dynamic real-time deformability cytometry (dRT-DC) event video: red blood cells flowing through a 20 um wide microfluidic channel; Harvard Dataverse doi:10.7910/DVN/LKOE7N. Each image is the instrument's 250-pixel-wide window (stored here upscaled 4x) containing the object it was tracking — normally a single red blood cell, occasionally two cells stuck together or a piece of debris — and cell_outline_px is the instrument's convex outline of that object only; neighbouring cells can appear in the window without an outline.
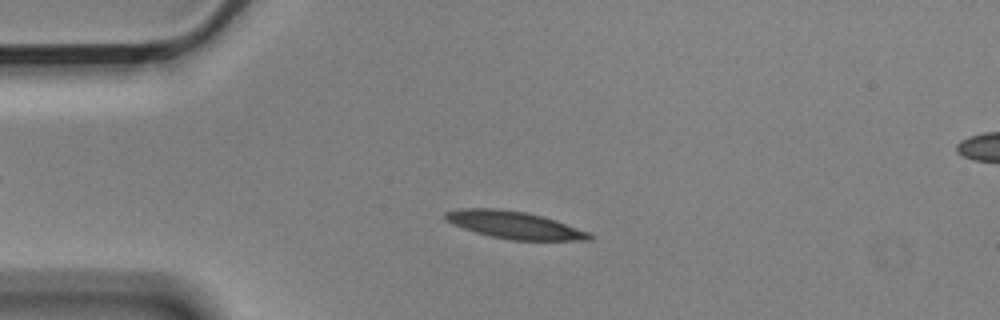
{"species": "Egyptian fruit bat (a non-hibernating species)", "species_latin": "Rousettus aegyptiacus", "temperature_condition": "cold", "stored_images_in_passage": 4, "camera_frame_rate_fps": 3000, "um_per_image_px": 0.085, "animal": {"sex": "male"}, "frame": {"image": 1, "passage_image": 3, "time_ms": 0.667, "image_size_px": [1000, 320], "cell_outline_px": [[592, 240], [508, 240], [476, 232], [452, 224], [444, 220], [444, 212], [460, 208], [496, 208], [524, 212], [556, 220], [588, 232], [592, 236]], "centroid_in_image_um": [43.67, 19.12], "position_along_channel_um": 41.3, "area_um2": 22.77}}